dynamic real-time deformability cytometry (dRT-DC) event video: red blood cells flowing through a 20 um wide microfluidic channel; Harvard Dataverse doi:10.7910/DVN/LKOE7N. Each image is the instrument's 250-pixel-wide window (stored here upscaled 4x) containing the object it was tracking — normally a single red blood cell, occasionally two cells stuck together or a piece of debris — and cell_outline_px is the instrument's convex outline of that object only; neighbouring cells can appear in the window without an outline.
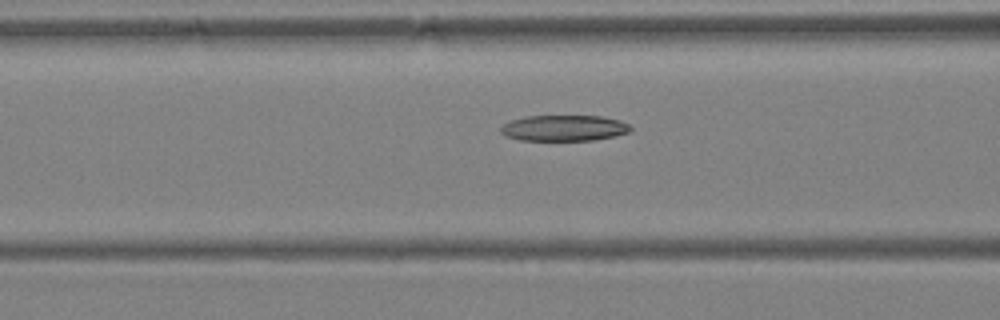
{"species": "Egyptian fruit bat (a non-hibernating species)", "species_latin": "Rousettus aegyptiacus", "temperature_condition": "warm", "stored_images_in_passage": 30, "camera_frame_rate_fps": 3000, "um_per_image_px": 0.085, "animal": {"sex": "female"}, "frame": {"image": 1, "passage_image": 11, "time_ms": 3.333, "image_size_px": [1000, 320], "cell_outline_px": [[632, 128], [628, 132], [612, 136], [592, 140], [520, 140], [508, 136], [500, 132], [500, 128], [504, 124], [512, 120], [524, 116], [600, 116], [620, 120], [628, 124]], "centroid_in_image_um": [47.93, 10.88], "position_along_channel_um": 118.7, "area_um2": 19.36}}
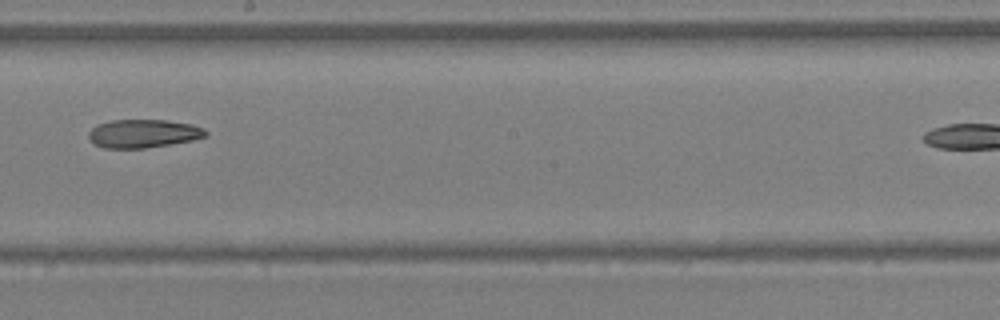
{"frame": {"image": 2, "passage_image": 18, "time_ms": 5.667, "image_size_px": [1000, 320], "cell_outline_px": [[208, 136], [192, 140], [144, 148], [104, 148], [96, 144], [88, 136], [88, 132], [96, 124], [112, 120], [164, 120], [192, 124], [204, 128], [208, 132]], "centroid_in_image_um": [12.19, 11.34], "position_along_channel_um": 236.0, "area_um2": 19.25}}
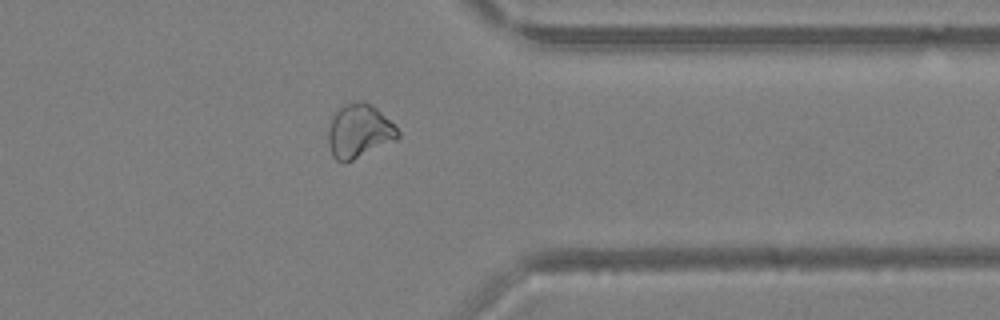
{"frame": {"image": 3, "passage_image": 27, "time_ms": 8.667, "image_size_px": [1000, 320], "cell_outline_px": [[400, 136], [396, 140], [344, 164], [336, 160], [332, 156], [328, 144], [328, 128], [332, 116], [344, 104], [360, 100], [364, 100], [376, 108], [400, 132]], "centroid_in_image_um": [30.49, 11.16], "position_along_channel_um": 380.9, "area_um2": 21.79}}